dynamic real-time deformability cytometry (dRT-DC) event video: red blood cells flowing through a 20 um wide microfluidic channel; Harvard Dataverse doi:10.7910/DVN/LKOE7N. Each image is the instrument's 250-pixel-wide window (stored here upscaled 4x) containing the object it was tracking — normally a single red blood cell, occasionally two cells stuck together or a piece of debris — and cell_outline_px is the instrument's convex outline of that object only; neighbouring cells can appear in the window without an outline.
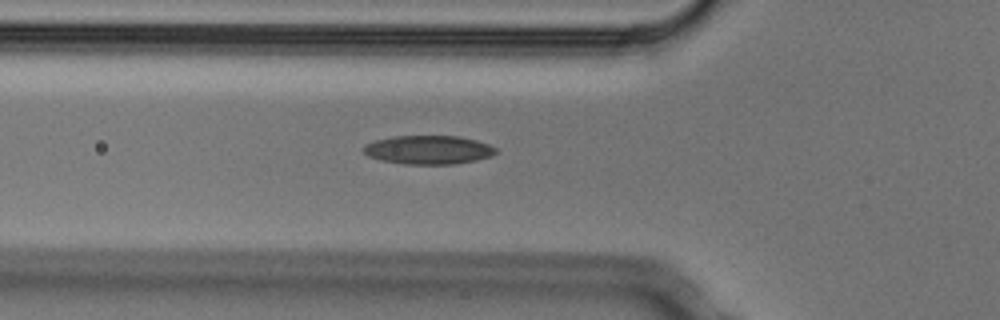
{"species": "Egyptian fruit bat (a non-hibernating species)", "species_latin": "Rousettus aegyptiacus", "temperature_condition": "cold", "stored_images_in_passage": 5, "camera_frame_rate_fps": 3000, "um_per_image_px": 0.085, "animal": {"sex": "male"}, "frame": {"image": 1, "passage_image": 5, "time_ms": 1.333, "image_size_px": [1000, 320], "cell_outline_px": [[496, 152], [492, 156], [476, 160], [456, 164], [404, 164], [380, 160], [368, 156], [360, 148], [364, 144], [376, 140], [392, 136], [460, 136], [476, 140], [488, 144], [496, 148]], "centroid_in_image_um": [36.39, 12.73], "position_along_channel_um": 89.4, "area_um2": 22.31}}